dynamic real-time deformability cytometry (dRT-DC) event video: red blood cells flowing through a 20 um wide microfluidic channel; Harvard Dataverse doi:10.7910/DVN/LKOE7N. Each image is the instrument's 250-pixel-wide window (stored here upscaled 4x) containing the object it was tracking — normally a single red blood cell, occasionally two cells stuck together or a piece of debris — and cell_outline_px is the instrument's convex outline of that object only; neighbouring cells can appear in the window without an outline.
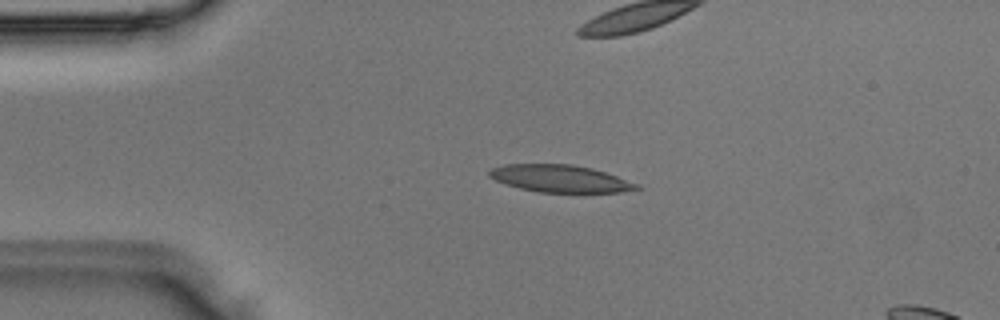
{"species": "Egyptian fruit bat (a non-hibernating species)", "species_latin": "Rousettus aegyptiacus", "temperature_condition": "room temperature", "stored_images_in_passage": 4, "camera_frame_rate_fps": 3000, "um_per_image_px": 0.085, "animal": {"sex": "male"}, "frame": {"image": 1, "passage_image": 3, "time_ms": 0.667, "image_size_px": [1000, 320], "cell_outline_px": [[644, 188], [620, 192], [536, 192], [520, 188], [496, 180], [488, 176], [488, 172], [492, 168], [504, 164], [572, 164], [592, 168], [640, 184]], "centroid_in_image_um": [47.64, 15.18], "position_along_channel_um": 37.4, "area_um2": 23.35}}